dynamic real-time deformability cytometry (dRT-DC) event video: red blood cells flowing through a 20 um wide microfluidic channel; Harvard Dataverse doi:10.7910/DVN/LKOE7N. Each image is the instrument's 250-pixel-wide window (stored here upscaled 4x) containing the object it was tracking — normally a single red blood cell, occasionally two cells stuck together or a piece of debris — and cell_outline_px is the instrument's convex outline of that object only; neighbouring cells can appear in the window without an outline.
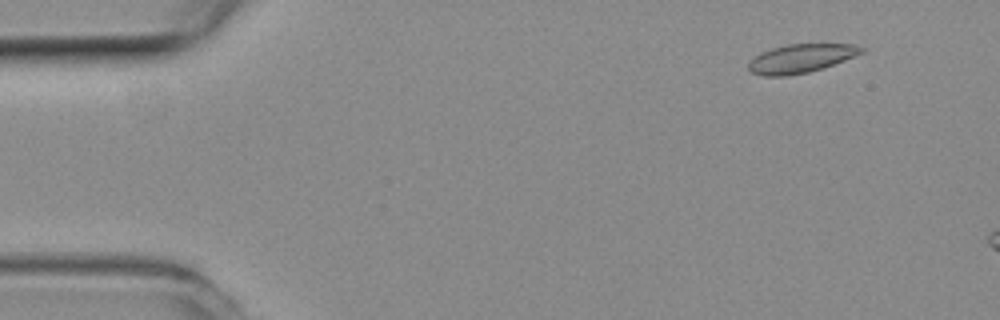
{"species": "common noctule bat (a hibernating species)", "species_latin": "Nyctalus noctula", "temperature_condition": "room temperature", "stored_images_in_passage": 15, "camera_frame_rate_fps": 3000, "um_per_image_px": 0.085, "animal": {"sex": "female", "body_mass_g": 19.3, "forearm_length_mm": 54.1}, "frame": {"image": 1, "passage_image": 5, "time_ms": 1.333, "image_size_px": [1000, 320], "cell_outline_px": [[868, 48], [864, 52], [824, 68], [808, 72], [788, 76], [764, 76], [752, 72], [748, 68], [748, 64], [760, 52], [772, 48], [788, 44], [856, 44]], "centroid_in_image_um": [68.12, 4.96], "position_along_channel_um": 16.9, "area_um2": 18.9}}